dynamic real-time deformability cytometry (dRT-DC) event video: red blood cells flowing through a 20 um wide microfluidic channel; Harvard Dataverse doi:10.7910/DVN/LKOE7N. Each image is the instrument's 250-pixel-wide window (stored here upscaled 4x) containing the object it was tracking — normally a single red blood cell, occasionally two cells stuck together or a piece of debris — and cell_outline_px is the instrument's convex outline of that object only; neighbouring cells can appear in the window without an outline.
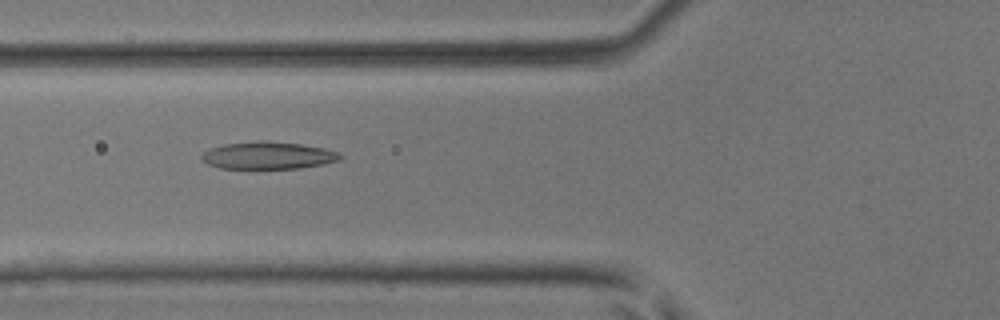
{"species": "common noctule bat (a hibernating species)", "species_latin": "Nyctalus noctula", "temperature_condition": "room temperature", "stored_images_in_passage": 29, "camera_frame_rate_fps": 3000, "um_per_image_px": 0.085, "animal": {"sex": "male", "body_mass_g": 17.9, "forearm_length_mm": 54.2}, "frame": {"image": 1, "passage_image": 6, "time_ms": 1.667, "image_size_px": [1000, 320], "cell_outline_px": [[344, 156], [340, 160], [324, 164], [300, 168], [220, 168], [208, 164], [200, 156], [208, 148], [224, 144], [256, 140], [264, 140], [300, 144], [324, 148], [340, 152]], "centroid_in_image_um": [22.81, 13.2], "position_along_channel_um": 103.0, "area_um2": 22.2}}
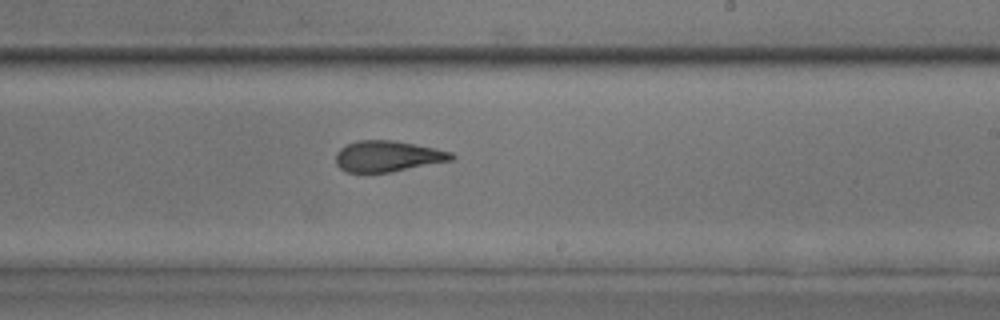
{"frame": {"image": 2, "passage_image": 17, "time_ms": 5.333, "image_size_px": [1000, 320], "cell_outline_px": [[456, 156], [452, 160], [388, 172], [348, 172], [340, 168], [336, 164], [336, 152], [340, 148], [356, 140], [392, 140], [436, 148], [452, 152]], "centroid_in_image_um": [32.94, 13.27], "position_along_channel_um": 256.1, "area_um2": 20.69}}
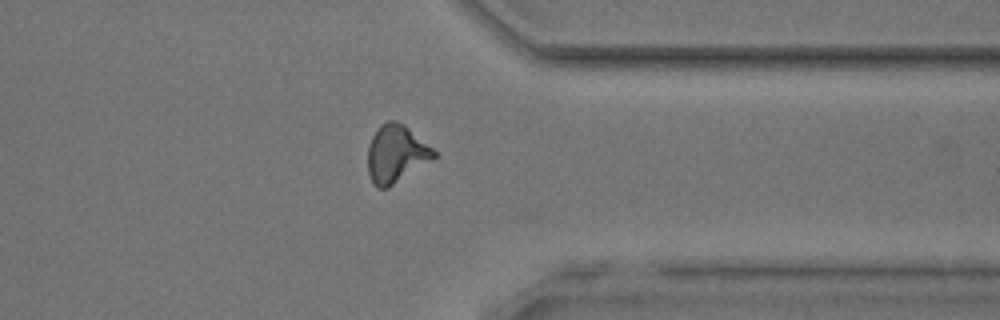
{"frame": {"image": 3, "passage_image": 26, "time_ms": 8.333, "image_size_px": [1000, 320], "cell_outline_px": [[436, 156], [388, 188], [376, 188], [372, 184], [368, 172], [368, 144], [376, 128], [380, 124], [388, 120], [396, 120], [404, 124], [432, 148], [436, 152]], "centroid_in_image_um": [33.61, 13.06], "position_along_channel_um": 377.8, "area_um2": 22.08}, "authors_computed_cell_mechanics": {"area_um2": 21.5016, "velocity_mm_per_s": 4.1853, "shape_relaxation_time_tau1_ms": 7.4273, "shape_relaxation_time_tau2_ms": 1.9783, "deformation_change_tau1": 0.2185, "deformation_change_tau2": 0.1193}}